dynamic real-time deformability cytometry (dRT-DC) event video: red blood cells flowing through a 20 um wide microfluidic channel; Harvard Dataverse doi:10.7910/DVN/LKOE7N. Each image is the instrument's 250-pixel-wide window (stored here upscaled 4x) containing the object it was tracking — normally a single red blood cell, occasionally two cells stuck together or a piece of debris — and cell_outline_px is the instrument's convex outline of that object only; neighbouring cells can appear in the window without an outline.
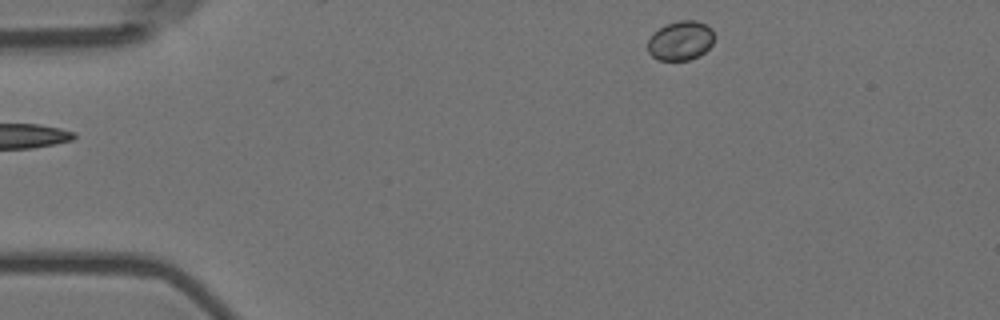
{"species": "Egyptian fruit bat (a non-hibernating species)", "species_latin": "Rousettus aegyptiacus", "temperature_condition": "room temperature", "stored_images_in_passage": 5, "segment_of_instrument_passage": [2, 2], "camera_frame_rate_fps": 3000, "um_per_image_px": 0.085, "animal": {"sex": "female"}, "frame": {"image": 1, "passage_image": 5, "time_ms": 1.333, "image_size_px": [1000, 320], "cell_outline_px": [[712, 44], [700, 56], [688, 60], [660, 60], [652, 56], [648, 52], [648, 40], [652, 32], [664, 24], [680, 20], [696, 20], [712, 28]], "centroid_in_image_um": [57.81, 3.44], "position_along_channel_um": 27.2, "area_um2": 15.32}}